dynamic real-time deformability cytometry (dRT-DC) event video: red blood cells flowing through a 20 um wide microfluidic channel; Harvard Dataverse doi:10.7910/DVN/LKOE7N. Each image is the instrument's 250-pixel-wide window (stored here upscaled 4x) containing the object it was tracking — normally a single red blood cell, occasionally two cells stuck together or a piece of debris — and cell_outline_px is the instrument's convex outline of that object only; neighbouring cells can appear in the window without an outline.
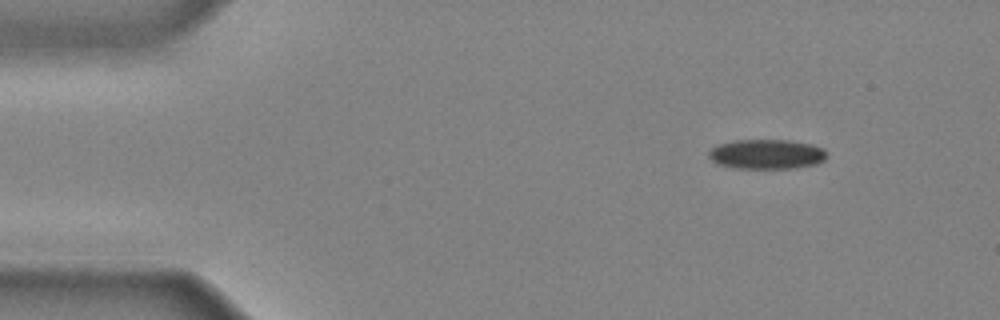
{"species": "common noctule bat (a hibernating species)", "species_latin": "Nyctalus noctula", "temperature_condition": "cold", "stored_images_in_passage": 37, "camera_frame_rate_fps": 3000, "um_per_image_px": 0.085, "animal": {"sex": "male", "body_mass_g": 20.4}, "frame": {"image": 1, "passage_image": 1, "time_ms": 0.0, "image_size_px": [1000, 320], "cell_outline_px": [[828, 156], [824, 160], [816, 164], [792, 168], [732, 168], [716, 164], [708, 156], [708, 152], [712, 148], [720, 144], [732, 140], [788, 140], [812, 144], [824, 148]], "centroid_in_image_um": [65.16, 13.1], "position_along_channel_um": 19.8, "area_um2": 20.58}}
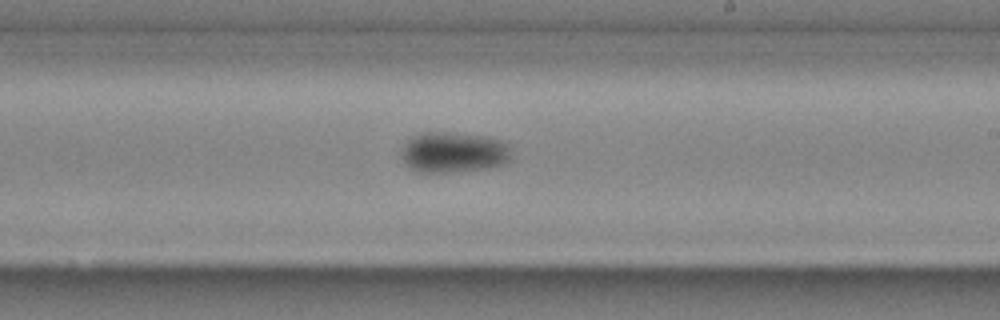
{"frame": {"image": 2, "passage_image": 22, "time_ms": 7.0, "image_size_px": [1000, 320], "cell_outline_px": [[512, 160], [500, 164], [484, 168], [452, 172], [420, 172], [408, 168], [404, 164], [400, 156], [400, 148], [412, 136], [420, 132], [452, 132], [484, 136], [500, 140], [508, 144]], "centroid_in_image_um": [38.48, 12.94], "position_along_channel_um": 250.5, "area_um2": 26.36}}
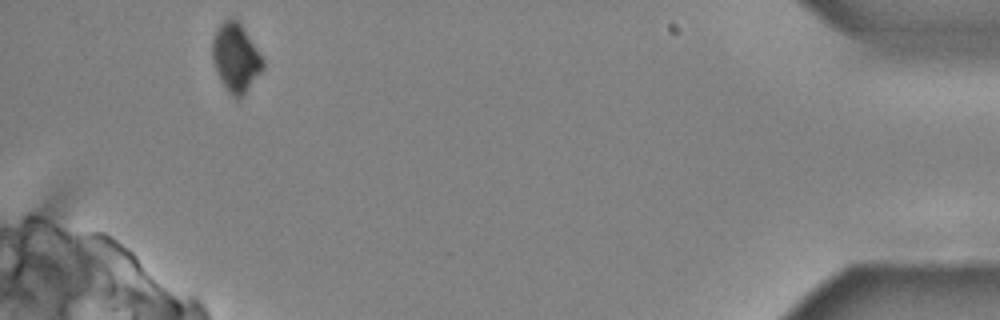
{"frame": {"image": 3, "passage_image": 37, "time_ms": 12.0, "image_size_px": [1000, 320], "cell_outline_px": [[264, 68], [244, 96], [236, 100], [228, 92], [220, 80], [216, 72], [212, 60], [212, 40], [216, 28], [224, 20], [232, 16], [236, 16], [240, 20], [264, 60]], "centroid_in_image_um": [20.04, 4.88], "position_along_channel_um": 415.2, "area_um2": 20.81}}